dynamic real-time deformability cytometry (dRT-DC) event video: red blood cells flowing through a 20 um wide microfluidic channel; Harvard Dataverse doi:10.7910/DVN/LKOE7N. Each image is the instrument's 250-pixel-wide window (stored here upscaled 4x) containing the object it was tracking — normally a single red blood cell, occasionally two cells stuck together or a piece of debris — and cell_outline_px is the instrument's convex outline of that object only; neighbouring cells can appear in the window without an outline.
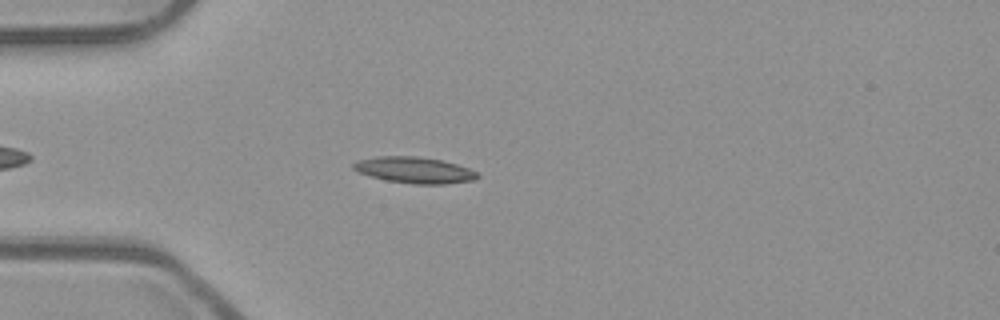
{"species": "common noctule bat (a hibernating species)", "species_latin": "Nyctalus noctula", "temperature_condition": "room temperature", "stored_images_in_passage": 25, "camera_frame_rate_fps": 3000, "um_per_image_px": 0.085, "animal": {"sex": "male", "body_mass_g": 23.1, "forearm_length_mm": 52.7}, "frame": {"image": 1, "passage_image": 8, "time_ms": 2.333, "image_size_px": [1000, 320], "cell_outline_px": [[480, 176], [476, 180], [444, 184], [416, 184], [384, 180], [360, 172], [352, 168], [352, 164], [356, 160], [376, 156], [416, 156], [444, 160], [468, 168], [476, 172]], "centroid_in_image_um": [35.23, 14.45], "position_along_channel_um": 49.8, "area_um2": 19.02}}
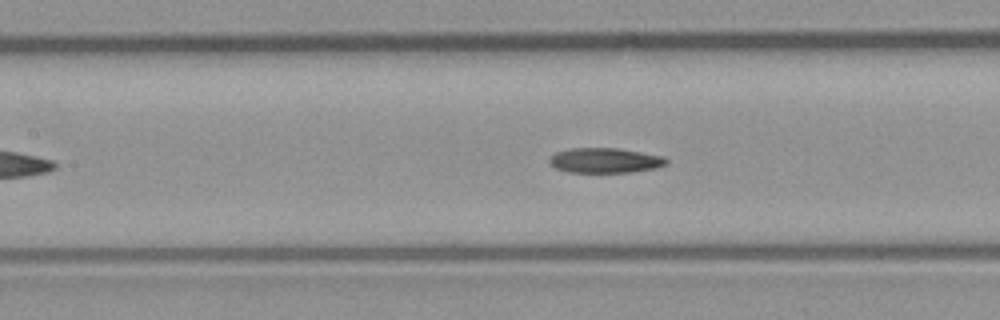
{"frame": {"image": 2, "passage_image": 17, "time_ms": 5.333, "image_size_px": [1000, 320], "cell_outline_px": [[668, 164], [656, 168], [632, 172], [568, 172], [556, 168], [548, 160], [556, 152], [568, 148], [616, 148], [664, 156], [668, 160]], "centroid_in_image_um": [51.45, 13.63], "position_along_channel_um": 155.9, "area_um2": 16.99}}
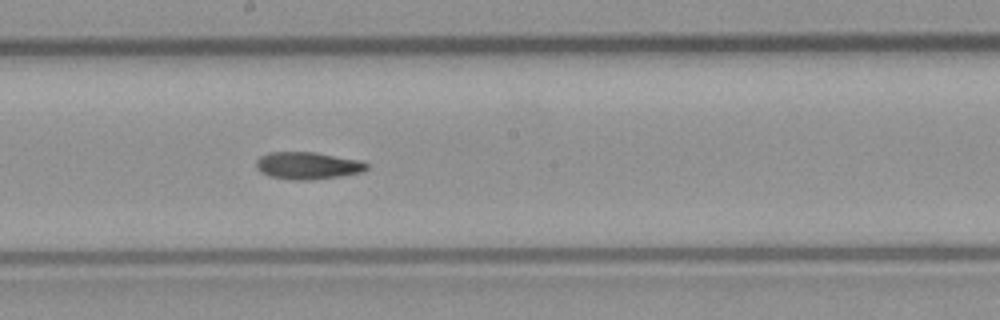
{"frame": {"image": 3, "passage_image": 22, "time_ms": 7.0, "image_size_px": [1000, 320], "cell_outline_px": [[368, 168], [364, 172], [340, 176], [312, 180], [292, 180], [268, 176], [260, 172], [256, 168], [256, 160], [260, 156], [268, 152], [312, 152], [360, 160], [368, 164]], "centroid_in_image_um": [26.13, 14.08], "position_along_channel_um": 222.1, "area_um2": 17.69}}